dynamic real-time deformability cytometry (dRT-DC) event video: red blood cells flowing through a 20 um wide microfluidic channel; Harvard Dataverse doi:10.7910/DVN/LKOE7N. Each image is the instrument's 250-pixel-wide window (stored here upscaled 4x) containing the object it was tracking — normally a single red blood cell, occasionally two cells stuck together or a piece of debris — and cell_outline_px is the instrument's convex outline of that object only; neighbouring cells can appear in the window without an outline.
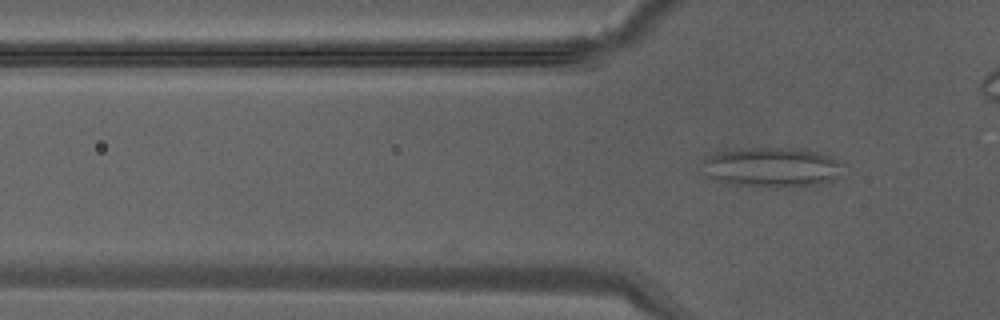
{"species": "Egyptian fruit bat (a non-hibernating species)", "species_latin": "Rousettus aegyptiacus", "temperature_condition": "warm", "stored_images_in_passage": 4, "camera_frame_rate_fps": 3000, "um_per_image_px": 0.085, "animal": {"sex": "male"}, "frame": {"image": 1, "passage_image": 4, "time_ms": 1.0, "image_size_px": [1000, 320], "cell_outline_px": [[844, 164], [840, 176], [816, 184], [776, 188], [768, 188], [732, 184], [708, 176], [704, 160], [708, 156], [724, 148], [804, 148], [820, 152]], "centroid_in_image_um": [65.63, 14.19], "position_along_channel_um": 60.2, "area_um2": 32.77}}